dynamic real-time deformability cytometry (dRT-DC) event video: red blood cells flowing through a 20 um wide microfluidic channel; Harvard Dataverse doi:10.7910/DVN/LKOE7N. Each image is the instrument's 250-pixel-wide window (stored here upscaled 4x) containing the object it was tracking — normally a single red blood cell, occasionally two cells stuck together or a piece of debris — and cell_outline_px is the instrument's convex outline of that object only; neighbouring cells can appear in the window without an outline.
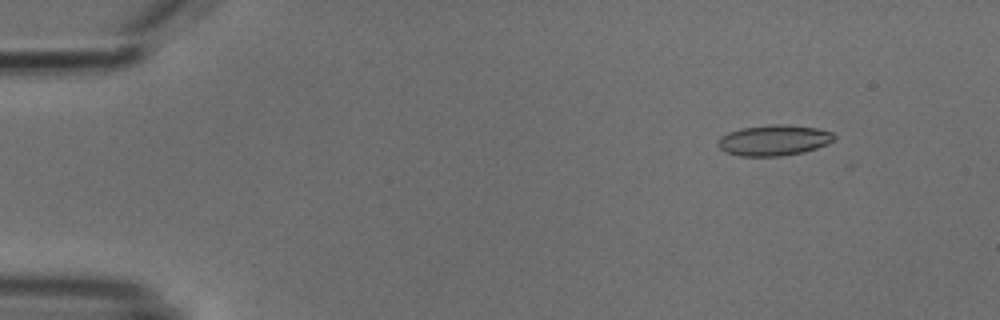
{"species": "common noctule bat (a hibernating species)", "species_latin": "Nyctalus noctula", "temperature_condition": "cold", "stored_images_in_passage": 6, "camera_frame_rate_fps": 3000, "um_per_image_px": 0.085, "animal": {"sex": "male", "body_mass_g": 18.8}, "frame": {"image": 1, "passage_image": 2, "time_ms": 1.333, "image_size_px": [1000, 320], "cell_outline_px": [[836, 136], [828, 144], [804, 152], [780, 156], [740, 156], [724, 152], [716, 144], [716, 140], [720, 136], [728, 132], [744, 128], [772, 124], [784, 124], [816, 128], [832, 132]], "centroid_in_image_um": [65.74, 11.93], "position_along_channel_um": 19.3, "area_um2": 20.87}}